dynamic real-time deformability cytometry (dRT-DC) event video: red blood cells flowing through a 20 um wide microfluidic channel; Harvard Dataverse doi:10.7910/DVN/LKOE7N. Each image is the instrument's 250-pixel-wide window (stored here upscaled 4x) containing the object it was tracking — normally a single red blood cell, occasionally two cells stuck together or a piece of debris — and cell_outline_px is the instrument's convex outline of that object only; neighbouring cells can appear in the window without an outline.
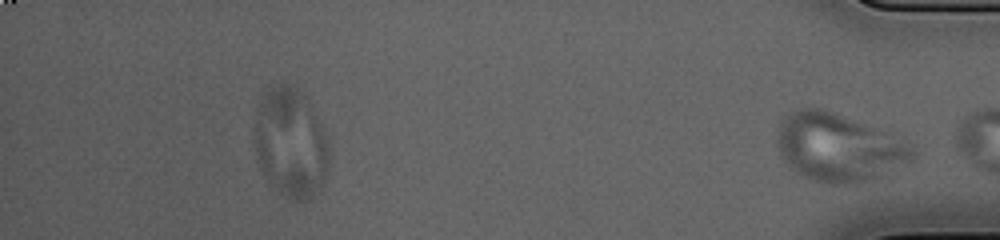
{"species": "common noctule bat (a hibernating species)", "species_latin": "Nyctalus noctula", "temperature_condition": "cold", "stored_images_in_passage": 50, "segment_of_instrument_passage": [2, 2], "camera_frame_rate_fps": 3000, "um_per_image_px": 0.085, "animal": {"sex": "female", "body_mass_g": 23.0, "forearm_length_mm": 53.4}, "frame": {"image": 1, "passage_image": 50, "time_ms": 16.333, "image_size_px": [1000, 240], "cell_outline_px": [[916, 152], [908, 160], [880, 176], [868, 180], [848, 184], [832, 184], [816, 180], [804, 176], [796, 172], [784, 160], [776, 144], [776, 128], [780, 116], [800, 108], [820, 108], [900, 132], [908, 140]], "centroid_in_image_um": [71.3, 12.45], "position_along_channel_um": 363.9, "area_um2": 54.74}}